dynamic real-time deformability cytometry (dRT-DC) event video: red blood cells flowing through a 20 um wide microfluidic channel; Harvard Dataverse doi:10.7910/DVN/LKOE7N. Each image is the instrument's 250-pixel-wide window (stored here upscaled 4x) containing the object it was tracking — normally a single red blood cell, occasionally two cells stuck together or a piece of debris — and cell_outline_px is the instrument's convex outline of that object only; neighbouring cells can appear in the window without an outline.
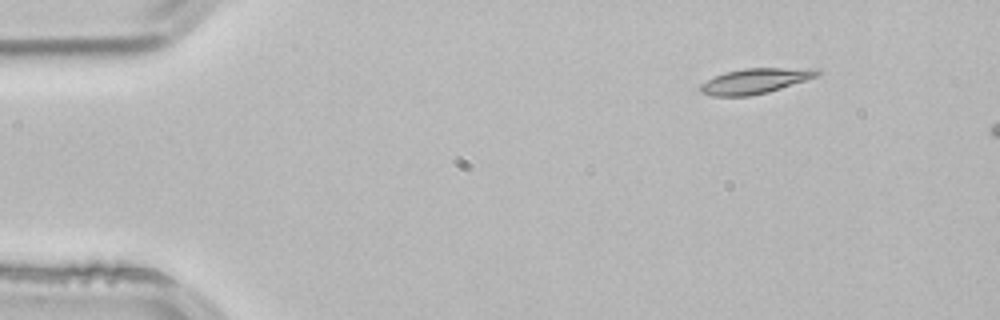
{"species": "common noctule bat (a hibernating species)", "species_latin": "Nyctalus noctula", "temperature_condition": "room temperature", "stored_images_in_passage": 3, "camera_frame_rate_fps": 3000, "um_per_image_px": 0.085, "animal": {"sex": "male", "body_mass_g": 21.5, "forearm_length_mm": 52.0}, "frame": {"image": 1, "passage_image": 3, "time_ms": 0.667, "image_size_px": [1000, 320], "cell_outline_px": [[820, 72], [816, 76], [768, 92], [748, 96], [712, 96], [700, 92], [700, 84], [724, 72], [744, 68], [820, 68]], "centroid_in_image_um": [64.16, 6.87], "position_along_channel_um": 20.8, "area_um2": 16.99}}